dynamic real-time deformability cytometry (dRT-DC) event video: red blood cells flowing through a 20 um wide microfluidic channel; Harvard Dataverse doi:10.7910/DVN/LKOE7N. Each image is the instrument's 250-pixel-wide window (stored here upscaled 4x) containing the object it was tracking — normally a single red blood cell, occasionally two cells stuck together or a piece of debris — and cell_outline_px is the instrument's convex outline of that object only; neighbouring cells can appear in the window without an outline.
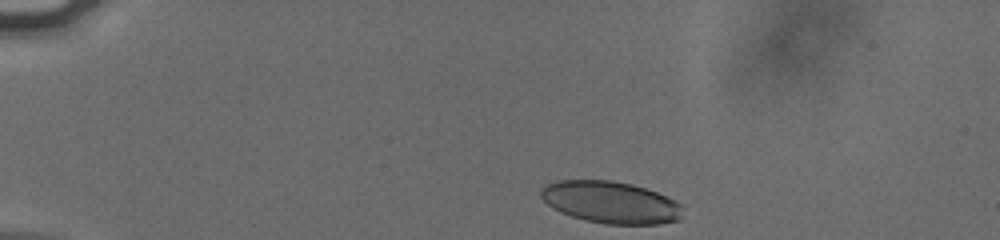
{"species": "human", "species_latin": "Homo sapiens", "temperature_condition": "cold", "stored_images_in_passage": 37, "camera_frame_rate_fps": 3000, "um_per_image_px": 0.085, "donor": {"sex": "male"}, "frame": {"image": 1, "passage_image": 1, "time_ms": 0.0, "image_size_px": [1000, 240], "cell_outline_px": [[684, 204], [680, 220], [656, 224], [604, 224], [584, 220], [560, 212], [552, 208], [540, 196], [540, 192], [548, 184], [560, 180], [612, 180], [632, 184], [656, 192]], "centroid_in_image_um": [51.94, 17.2], "position_along_channel_um": 33.1, "area_um2": 34.74}}
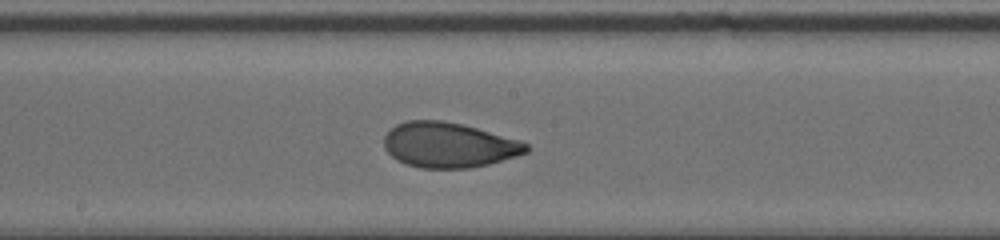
{"frame": {"image": 2, "passage_image": 21, "time_ms": 6.667, "image_size_px": [1000, 240], "cell_outline_px": [[528, 152], [516, 156], [488, 164], [472, 168], [420, 168], [396, 160], [384, 148], [384, 136], [396, 124], [408, 120], [440, 120], [460, 124], [476, 128], [520, 140], [528, 144]], "centroid_in_image_um": [38.13, 12.33], "position_along_channel_um": 210.1, "area_um2": 37.22}}
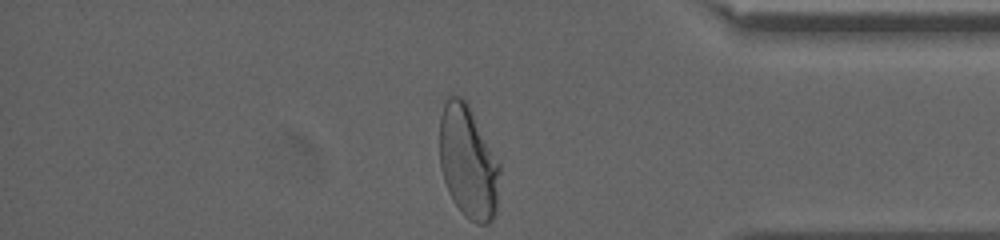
{"frame": {"image": 3, "passage_image": 37, "time_ms": 12.0, "image_size_px": [1000, 240], "cell_outline_px": [[500, 172], [496, 212], [492, 220], [488, 224], [476, 224], [468, 220], [460, 212], [452, 200], [448, 192], [440, 168], [440, 116], [444, 104], [448, 96], [460, 96], [468, 104], [500, 164]], "centroid_in_image_um": [39.79, 13.83], "position_along_channel_um": 395.4, "area_um2": 39.77}, "authors_computed_cell_mechanics": {"area_um2": 37.281, "velocity_mm_per_s": 3.8042, "shape_relaxation_time_tau1_ms": 4.5224, "shape_relaxation_time_tau2_ms": 1.0071, "deformation_change_tau1": 0.1586, "deformation_change_tau2": 0.0633}}